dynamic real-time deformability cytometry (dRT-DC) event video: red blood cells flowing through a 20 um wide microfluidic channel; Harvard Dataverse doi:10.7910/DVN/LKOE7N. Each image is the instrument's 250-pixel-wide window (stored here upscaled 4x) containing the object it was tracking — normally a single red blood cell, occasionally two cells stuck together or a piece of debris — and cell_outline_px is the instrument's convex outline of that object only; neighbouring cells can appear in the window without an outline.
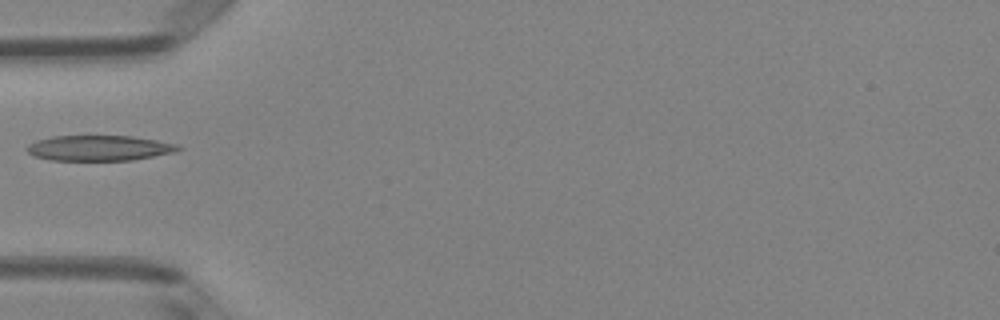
{"species": "Egyptian fruit bat (a non-hibernating species)", "species_latin": "Rousettus aegyptiacus", "temperature_condition": "room temperature", "stored_images_in_passage": 34, "camera_frame_rate_fps": 3000, "um_per_image_px": 0.085, "animal": {"sex": "female"}, "frame": {"image": 1, "passage_image": 1, "time_ms": 0.0, "image_size_px": [1000, 320], "cell_outline_px": [[184, 148], [176, 152], [132, 160], [52, 160], [36, 156], [28, 152], [24, 148], [28, 144], [36, 140], [52, 136], [132, 136], [180, 144]], "centroid_in_image_um": [8.47, 12.58], "position_along_channel_um": 76.5, "area_um2": 22.48}}
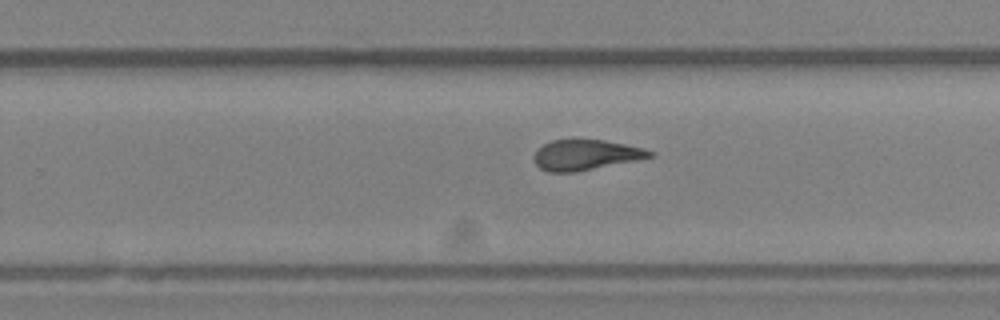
{"frame": {"image": 2, "passage_image": 16, "time_ms": 5.0, "image_size_px": [1000, 320], "cell_outline_px": [[656, 156], [576, 172], [548, 172], [540, 168], [536, 164], [532, 156], [544, 144], [552, 140], [604, 140], [644, 148], [656, 152]], "centroid_in_image_um": [49.81, 13.17], "position_along_channel_um": 280.0, "area_um2": 20.4}}
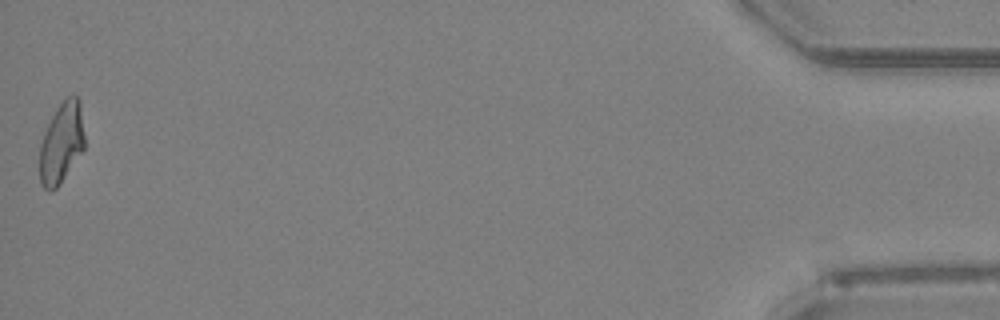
{"frame": {"image": 3, "passage_image": 34, "time_ms": 11.0, "image_size_px": [1000, 320], "cell_outline_px": [[84, 148], [60, 184], [52, 192], [48, 192], [40, 184], [40, 144], [44, 132], [52, 116], [60, 104], [68, 96], [76, 96], [80, 100], [84, 136]], "centroid_in_image_um": [5.22, 12.18], "position_along_channel_um": 430.0, "area_um2": 20.98}}